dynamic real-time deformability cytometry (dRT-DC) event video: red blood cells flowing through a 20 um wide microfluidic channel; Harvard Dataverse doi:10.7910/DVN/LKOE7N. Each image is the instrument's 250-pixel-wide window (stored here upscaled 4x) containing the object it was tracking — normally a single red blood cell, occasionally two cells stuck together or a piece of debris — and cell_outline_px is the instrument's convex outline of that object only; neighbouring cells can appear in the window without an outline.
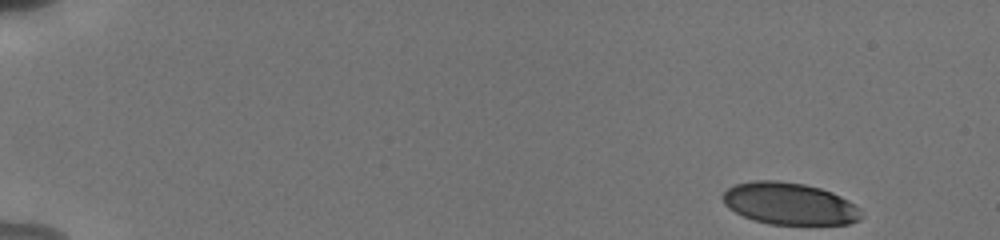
{"species": "human", "species_latin": "Homo sapiens", "temperature_condition": "cold", "stored_images_in_passage": 51, "camera_frame_rate_fps": 3000, "um_per_image_px": 0.085, "donor": {"sex": "male"}, "frame": {"image": 1, "passage_image": 1, "time_ms": 0.0, "image_size_px": [1000, 240], "cell_outline_px": [[864, 216], [860, 220], [848, 224], [768, 224], [752, 220], [728, 208], [724, 204], [720, 196], [728, 188], [736, 184], [752, 180], [776, 180], [804, 184], [820, 188], [832, 192], [848, 200], [860, 208]], "centroid_in_image_um": [67.1, 17.31], "position_along_channel_um": 17.9, "area_um2": 34.16}}
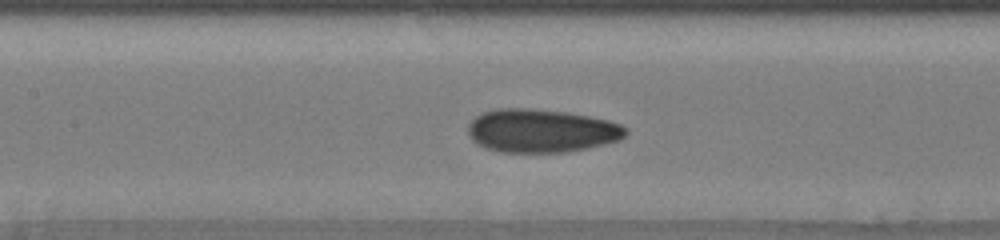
{"frame": {"image": 2, "passage_image": 24, "time_ms": 7.667, "image_size_px": [1000, 240], "cell_outline_px": [[628, 132], [620, 140], [588, 148], [564, 152], [500, 152], [476, 144], [468, 136], [468, 124], [480, 112], [500, 108], [528, 108], [568, 112], [608, 120], [620, 124], [628, 128]], "centroid_in_image_um": [46.0, 11.11], "position_along_channel_um": 161.4, "area_um2": 40.06}}
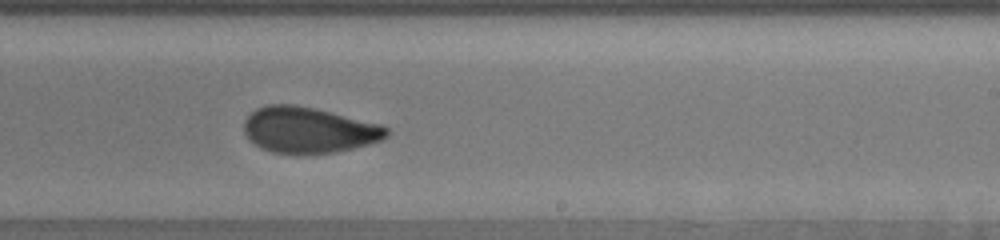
{"frame": {"image": 3, "passage_image": 32, "time_ms": 10.333, "image_size_px": [1000, 240], "cell_outline_px": [[388, 136], [380, 140], [368, 144], [336, 152], [304, 156], [296, 156], [272, 152], [260, 148], [248, 140], [244, 132], [244, 120], [256, 108], [268, 104], [292, 104], [312, 108], [384, 124], [388, 128]], "centroid_in_image_um": [26.21, 11.08], "position_along_channel_um": 262.8, "area_um2": 38.84}, "authors_computed_cell_mechanics": {"area_um2": 37.1654, "velocity_mm_per_s": 3.8226, "shape_relaxation_time_tau1_ms": 9.9972, "shape_relaxation_time_tau2_ms": 1.2563, "deformation_change_tau1": 0.2284, "deformation_change_tau2": 0.0728}}